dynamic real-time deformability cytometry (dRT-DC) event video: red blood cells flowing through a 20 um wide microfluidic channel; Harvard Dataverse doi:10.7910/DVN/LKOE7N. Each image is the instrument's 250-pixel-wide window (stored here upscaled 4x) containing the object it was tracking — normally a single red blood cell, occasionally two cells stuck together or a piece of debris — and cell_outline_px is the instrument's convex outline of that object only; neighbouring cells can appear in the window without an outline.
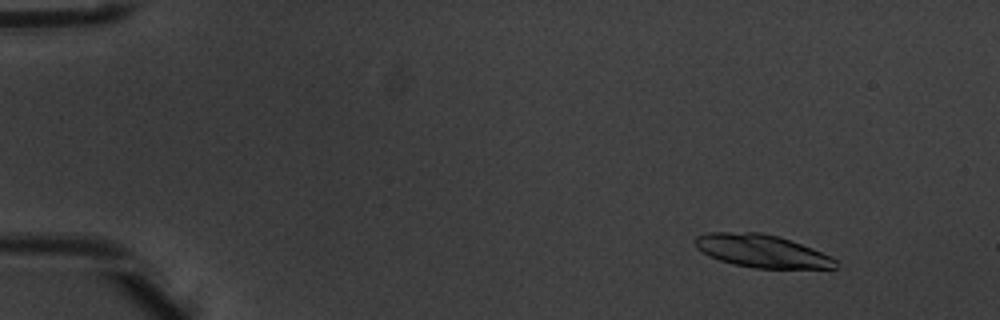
{"species": "common noctule bat (a hibernating species)", "species_latin": "Nyctalus noctula", "temperature_condition": "warm", "stored_images_in_passage": 6, "camera_frame_rate_fps": 3000, "um_per_image_px": 0.085, "animal": {"sex": "male", "body_mass_g": 20.1, "forearm_length_mm": 53.5}, "frame": {"image": 1, "passage_image": 2, "time_ms": 0.333, "image_size_px": [1000, 320], "cell_outline_px": [[836, 268], [756, 268], [736, 264], [720, 260], [708, 256], [696, 248], [696, 236], [708, 232], [764, 232], [780, 236], [812, 248], [832, 256], [836, 260]], "centroid_in_image_um": [64.75, 21.32], "position_along_channel_um": 20.3, "area_um2": 26.82}}